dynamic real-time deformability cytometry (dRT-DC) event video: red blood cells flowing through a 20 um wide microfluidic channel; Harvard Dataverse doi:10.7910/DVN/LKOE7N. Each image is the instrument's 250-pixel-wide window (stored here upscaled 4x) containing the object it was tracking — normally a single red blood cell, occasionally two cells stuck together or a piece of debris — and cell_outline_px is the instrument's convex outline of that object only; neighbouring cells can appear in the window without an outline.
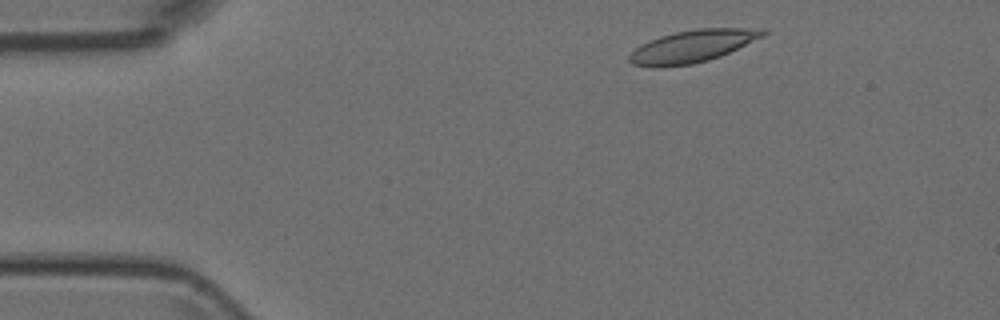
{"species": "Egyptian fruit bat (a non-hibernating species)", "species_latin": "Rousettus aegyptiacus", "temperature_condition": "room temperature", "stored_images_in_passage": 4, "camera_frame_rate_fps": 3000, "um_per_image_px": 0.085, "animal": {"sex": "female"}, "frame": {"image": 1, "passage_image": 1, "time_ms": 0.0, "image_size_px": [1000, 320], "cell_outline_px": [[768, 32], [764, 36], [720, 56], [708, 60], [692, 64], [660, 68], [652, 68], [632, 64], [628, 60], [628, 56], [640, 44], [660, 36], [676, 32], [696, 28], [764, 28]], "centroid_in_image_um": [58.84, 3.93], "position_along_channel_um": 26.2, "area_um2": 25.32}}